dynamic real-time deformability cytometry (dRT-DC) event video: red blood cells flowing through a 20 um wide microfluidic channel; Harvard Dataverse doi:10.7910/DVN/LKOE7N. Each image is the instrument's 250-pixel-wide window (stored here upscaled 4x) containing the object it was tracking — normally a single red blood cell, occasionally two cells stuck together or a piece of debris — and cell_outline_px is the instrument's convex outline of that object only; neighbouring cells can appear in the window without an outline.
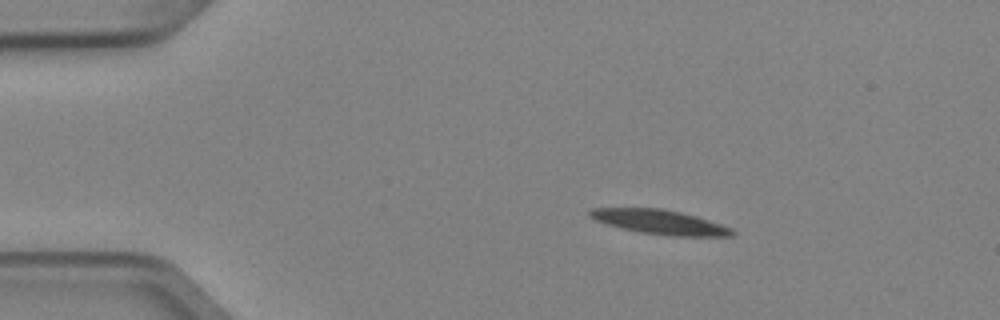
{"species": "Egyptian fruit bat (a non-hibernating species)", "species_latin": "Rousettus aegyptiacus", "temperature_condition": "cold", "stored_images_in_passage": 2, "camera_frame_rate_fps": 3000, "um_per_image_px": 0.085, "animal": {"sex": "female"}, "frame": {"image": 1, "passage_image": 1, "time_ms": 0.0, "image_size_px": [1000, 320], "cell_outline_px": [[736, 236], [672, 236], [640, 232], [608, 224], [596, 220], [588, 216], [588, 212], [592, 208], [660, 208], [680, 212], [696, 216], [732, 228], [736, 232]], "centroid_in_image_um": [56.12, 18.87], "position_along_channel_um": 28.9, "area_um2": 20.06}}